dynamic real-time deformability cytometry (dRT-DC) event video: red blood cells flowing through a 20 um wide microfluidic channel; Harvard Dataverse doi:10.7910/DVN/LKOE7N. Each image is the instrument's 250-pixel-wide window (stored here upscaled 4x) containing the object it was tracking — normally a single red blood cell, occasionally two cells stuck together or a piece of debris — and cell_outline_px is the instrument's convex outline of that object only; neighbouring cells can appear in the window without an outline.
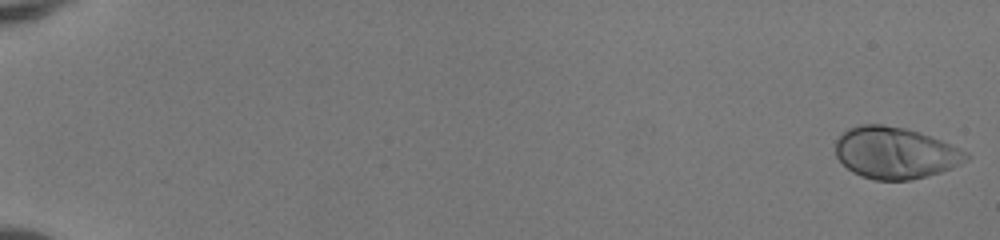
{"species": "human", "species_latin": "Homo sapiens", "temperature_condition": "room temperature", "stored_images_in_passage": 52, "camera_frame_rate_fps": 3000, "um_per_image_px": 0.085, "donor": {"sex": "female"}, "frame": {"image": 1, "passage_image": 1, "time_ms": 0.0, "image_size_px": [1000, 240], "cell_outline_px": [[972, 156], [968, 160], [952, 168], [940, 172], [908, 180], [876, 180], [860, 176], [852, 172], [836, 156], [836, 140], [848, 128], [860, 124], [884, 124], [904, 128], [940, 140], [960, 148], [968, 152]], "centroid_in_image_um": [76.1, 12.99], "position_along_channel_um": 8.9, "area_um2": 39.13}}
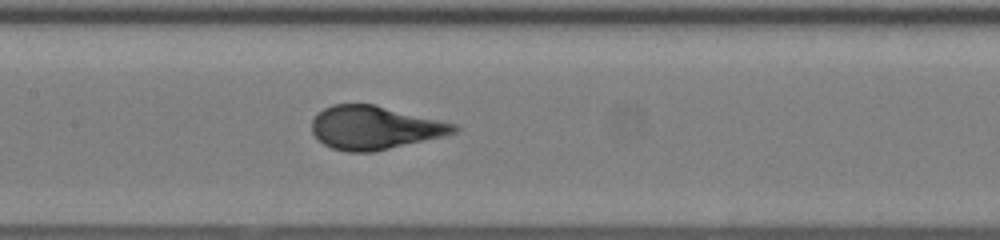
{"frame": {"image": 2, "passage_image": 28, "time_ms": 9.0, "image_size_px": [1000, 240], "cell_outline_px": [[460, 128], [456, 132], [444, 136], [372, 152], [344, 152], [332, 148], [324, 144], [312, 132], [312, 120], [316, 112], [332, 104], [376, 104], [456, 124]], "centroid_in_image_um": [31.83, 10.84], "position_along_channel_um": 175.6, "area_um2": 36.01}}
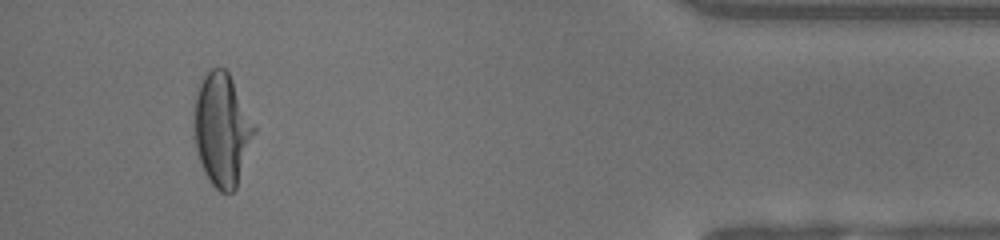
{"frame": {"image": 3, "passage_image": 49, "time_ms": 16.0, "image_size_px": [1000, 240], "cell_outline_px": [[256, 132], [236, 188], [232, 192], [220, 192], [208, 180], [204, 172], [196, 148], [192, 112], [196, 88], [200, 80], [212, 68], [224, 68], [228, 72], [256, 128]], "centroid_in_image_um": [18.84, 11.01], "position_along_channel_um": 416.4, "area_um2": 39.59}, "authors_computed_cell_mechanics": {"area_um2": 36.7319, "velocity_mm_per_s": 4.124, "shape_relaxation_time_tau1_ms": 3.8476, "shape_relaxation_time_tau2_ms": null, "deformation_change_tau1": 0.2159, "deformation_change_tau2": null}}